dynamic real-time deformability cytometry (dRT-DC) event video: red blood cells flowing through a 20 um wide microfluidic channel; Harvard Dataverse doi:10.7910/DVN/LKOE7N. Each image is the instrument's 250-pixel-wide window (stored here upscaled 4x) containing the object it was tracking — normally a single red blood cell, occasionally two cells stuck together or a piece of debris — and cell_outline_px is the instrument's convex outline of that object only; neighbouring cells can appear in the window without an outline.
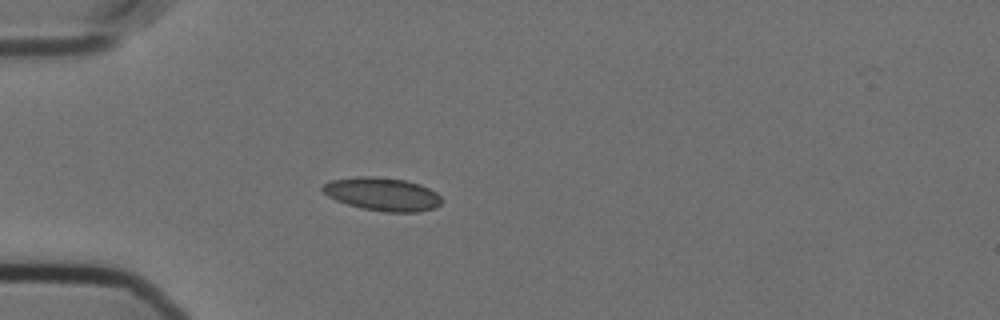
{"species": "Egyptian fruit bat (a non-hibernating species)", "species_latin": "Rousettus aegyptiacus", "temperature_condition": "cold", "stored_images_in_passage": 16, "camera_frame_rate_fps": 3000, "um_per_image_px": 0.085, "animal": {"sex": "female"}, "frame": {"image": 1, "passage_image": 1, "time_ms": 0.0, "image_size_px": [1000, 320], "cell_outline_px": [[440, 204], [436, 208], [420, 212], [384, 212], [360, 208], [336, 200], [328, 196], [320, 188], [324, 184], [332, 180], [356, 176], [376, 176], [404, 180], [420, 184], [436, 192], [440, 196]], "centroid_in_image_um": [32.5, 16.5], "position_along_channel_um": 52.5, "area_um2": 23.12}}
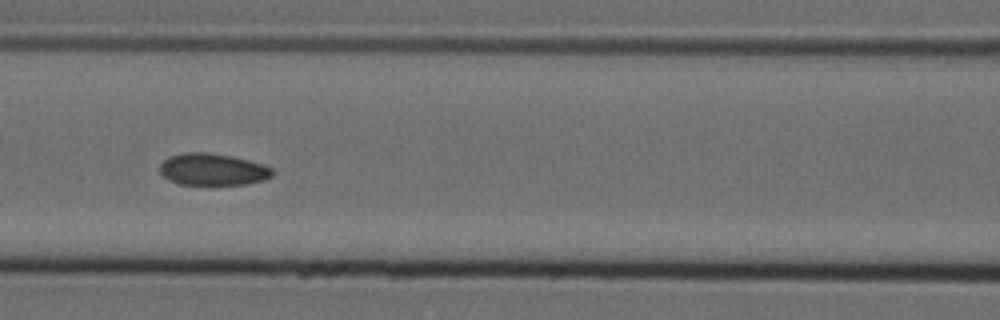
{"frame": {"image": 2, "passage_image": 10, "time_ms": 3.0, "image_size_px": [1000, 320], "cell_outline_px": [[276, 172], [272, 176], [264, 180], [248, 184], [216, 188], [212, 188], [180, 184], [168, 180], [160, 172], [160, 164], [168, 156], [188, 152], [204, 152], [232, 156], [248, 160], [272, 168]], "centroid_in_image_um": [18.09, 14.46], "position_along_channel_um": 148.5, "area_um2": 21.91}}
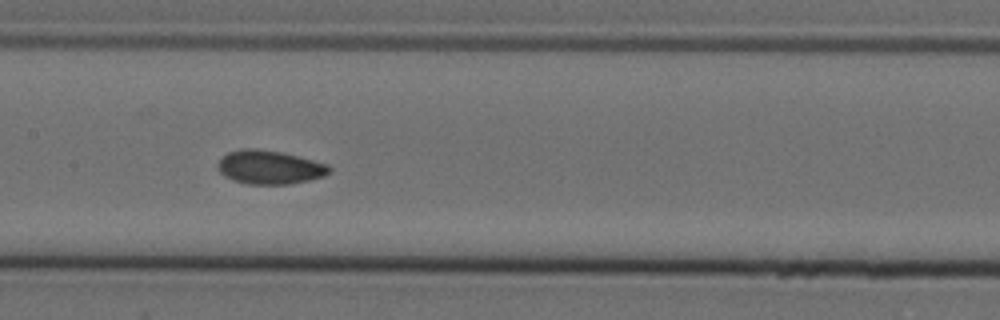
{"frame": {"image": 3, "passage_image": 13, "time_ms": 4.0, "image_size_px": [1000, 320], "cell_outline_px": [[332, 168], [324, 176], [308, 180], [288, 184], [248, 184], [224, 176], [216, 168], [216, 164], [228, 152], [244, 148], [256, 148], [280, 152], [328, 164]], "centroid_in_image_um": [22.89, 14.21], "position_along_channel_um": 184.5, "area_um2": 21.68}}